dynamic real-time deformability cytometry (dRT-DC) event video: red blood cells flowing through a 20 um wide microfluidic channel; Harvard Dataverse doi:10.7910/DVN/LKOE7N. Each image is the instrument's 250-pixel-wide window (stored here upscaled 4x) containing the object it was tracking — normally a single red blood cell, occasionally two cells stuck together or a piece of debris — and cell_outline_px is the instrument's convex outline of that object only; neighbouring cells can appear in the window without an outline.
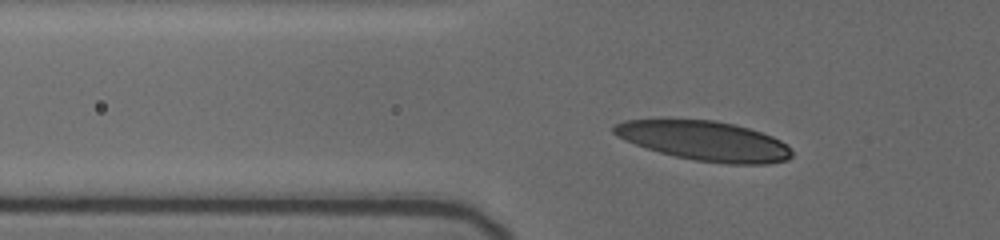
{"species": "human", "species_latin": "Homo sapiens", "temperature_condition": "cold", "stored_images_in_passage": 15, "camera_frame_rate_fps": 3000, "um_per_image_px": 0.085, "donor": {"sex": "female"}, "frame": {"image": 1, "passage_image": 5, "time_ms": 1.0, "image_size_px": [1000, 240], "cell_outline_px": [[792, 156], [788, 160], [768, 164], [728, 164], [696, 160], [676, 156], [660, 152], [624, 140], [616, 136], [612, 132], [612, 128], [616, 124], [624, 120], [716, 120], [748, 128], [772, 136], [780, 140], [792, 152]], "centroid_in_image_um": [59.89, 11.98], "position_along_channel_um": 65.9, "area_um2": 40.63}}
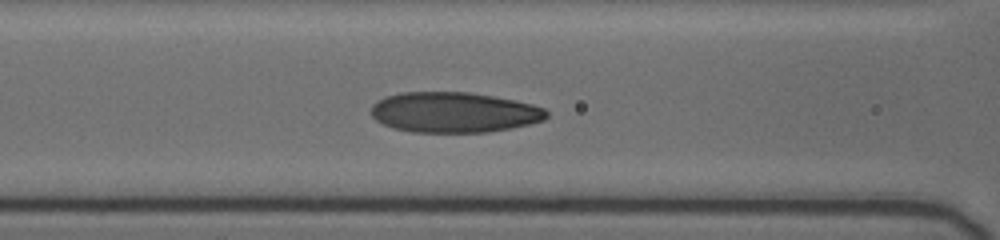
{"frame": {"image": 2, "passage_image": 12, "time_ms": 3.0, "image_size_px": [1000, 240], "cell_outline_px": [[548, 116], [544, 120], [512, 128], [488, 132], [412, 132], [392, 128], [376, 120], [372, 116], [372, 104], [376, 100], [384, 96], [400, 92], [468, 92], [516, 100], [532, 104], [544, 108], [548, 112]], "centroid_in_image_um": [38.57, 9.54], "position_along_channel_um": 128.0, "area_um2": 41.5}}
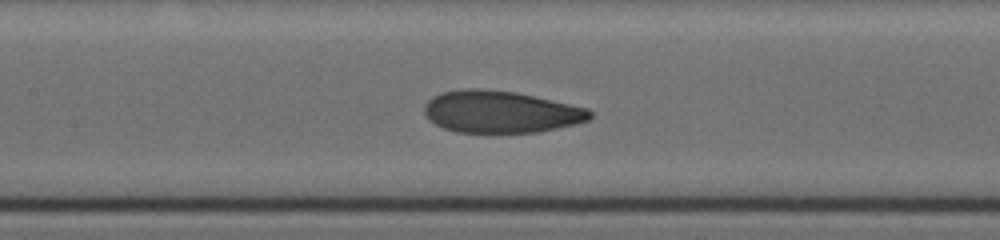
{"frame": {"image": 3, "passage_image": 14, "time_ms": 4.0, "image_size_px": [1000, 240], "cell_outline_px": [[592, 116], [588, 120], [576, 124], [536, 132], [456, 132], [444, 128], [436, 124], [424, 112], [424, 108], [428, 100], [432, 96], [444, 92], [468, 88], [472, 88], [516, 92], [588, 108], [592, 112]], "centroid_in_image_um": [42.57, 9.5], "position_along_channel_um": 164.8, "area_um2": 40.11}}